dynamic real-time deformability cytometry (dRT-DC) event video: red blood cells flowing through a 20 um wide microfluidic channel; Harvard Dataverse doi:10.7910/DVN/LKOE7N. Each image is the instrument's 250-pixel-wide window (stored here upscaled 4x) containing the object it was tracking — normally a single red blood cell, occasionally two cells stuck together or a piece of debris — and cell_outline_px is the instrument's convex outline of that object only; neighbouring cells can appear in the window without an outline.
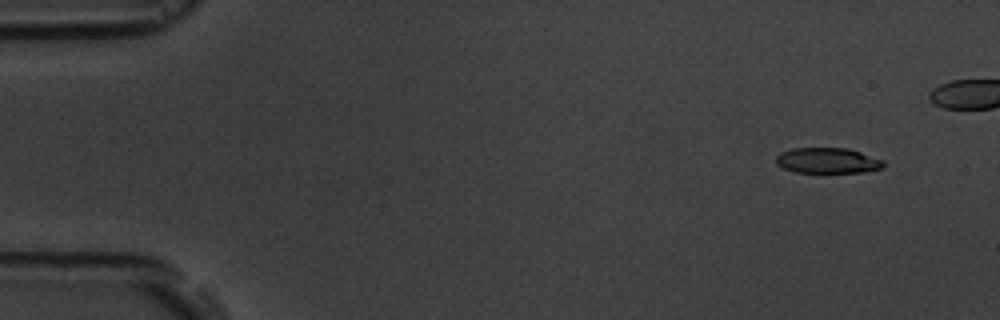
{"species": "common noctule bat (a hibernating species)", "species_latin": "Nyctalus noctula", "temperature_condition": "room temperature", "stored_images_in_passage": 9, "camera_frame_rate_fps": 3000, "um_per_image_px": 0.085, "animal": {"sex": "male", "body_mass_g": 19.5, "forearm_length_mm": 54.6}, "frame": {"image": 1, "passage_image": 2, "time_ms": 1.0, "image_size_px": [1000, 320], "cell_outline_px": [[884, 168], [864, 172], [796, 172], [784, 168], [776, 164], [776, 156], [780, 152], [792, 148], [848, 148], [884, 160]], "centroid_in_image_um": [70.35, 13.64], "position_along_channel_um": 14.6, "area_um2": 16.01}}
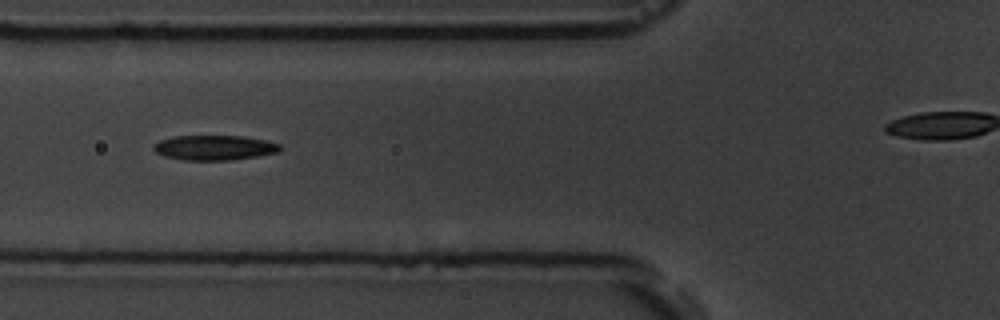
{"frame": {"image": 2, "passage_image": 6, "time_ms": 6.667, "image_size_px": [1000, 320], "cell_outline_px": [[284, 148], [280, 152], [256, 156], [228, 160], [184, 160], [164, 156], [156, 152], [152, 148], [152, 144], [160, 140], [172, 136], [244, 136], [264, 140], [280, 144]], "centroid_in_image_um": [18.22, 12.55], "position_along_channel_um": 107.6, "area_um2": 18.44}}
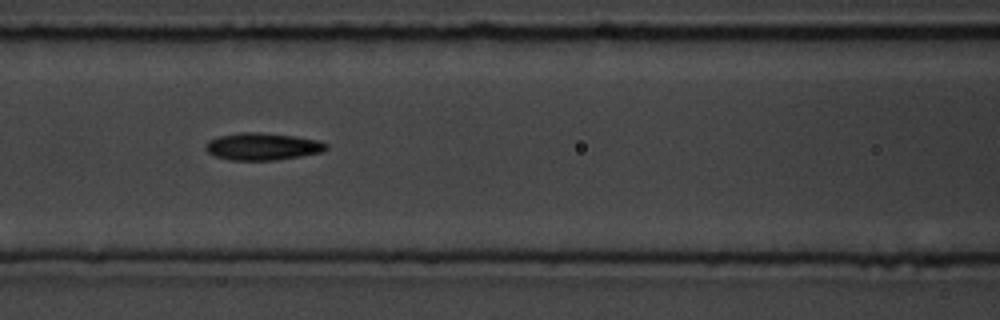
{"frame": {"image": 3, "passage_image": 7, "time_ms": 7.667, "image_size_px": [1000, 320], "cell_outline_px": [[328, 148], [324, 152], [276, 160], [228, 160], [216, 156], [208, 152], [204, 148], [204, 144], [208, 140], [216, 136], [240, 132], [260, 132], [292, 136], [320, 140], [328, 144]], "centroid_in_image_um": [22.29, 12.45], "position_along_channel_um": 144.3, "area_um2": 19.36}}